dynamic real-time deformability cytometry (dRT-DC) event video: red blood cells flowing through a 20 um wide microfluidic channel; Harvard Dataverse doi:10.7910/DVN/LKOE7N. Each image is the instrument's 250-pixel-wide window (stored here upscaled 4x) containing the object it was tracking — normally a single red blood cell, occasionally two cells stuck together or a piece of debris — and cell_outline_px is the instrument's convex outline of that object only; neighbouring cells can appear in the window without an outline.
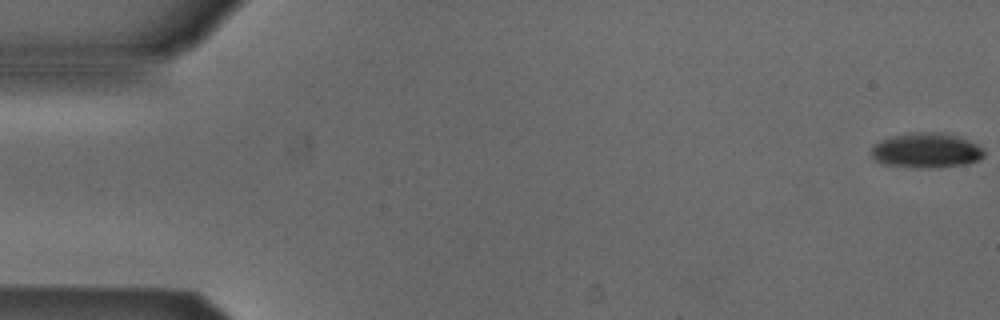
{"species": "Egyptian fruit bat (a non-hibernating species)", "species_latin": "Rousettus aegyptiacus", "temperature_condition": "cold", "stored_images_in_passage": 50, "camera_frame_rate_fps": 3000, "um_per_image_px": 0.085, "animal": {"sex": "male"}, "frame": {"image": 1, "passage_image": 1, "time_ms": 0.0, "image_size_px": [1000, 320], "cell_outline_px": [[984, 156], [980, 160], [968, 164], [936, 168], [912, 168], [884, 164], [876, 160], [872, 156], [872, 148], [880, 140], [892, 136], [916, 132], [940, 132], [956, 136], [968, 140], [984, 148]], "centroid_in_image_um": [78.77, 12.8], "position_along_channel_um": 6.2, "area_um2": 23.12}}
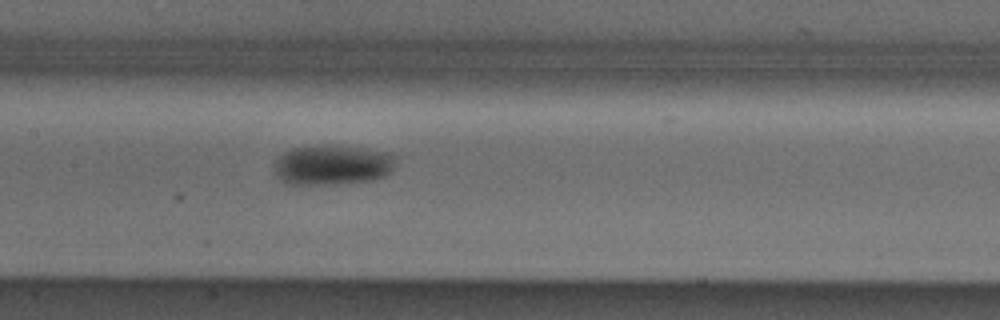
{"frame": {"image": 2, "passage_image": 26, "time_ms": 8.333, "image_size_px": [1000, 320], "cell_outline_px": [[396, 156], [392, 168], [384, 176], [372, 180], [340, 184], [288, 184], [280, 180], [272, 172], [276, 160], [284, 152], [292, 148], [316, 144], [340, 144], [384, 152]], "centroid_in_image_um": [28.19, 14.0], "position_along_channel_um": 179.2, "area_um2": 28.78}}
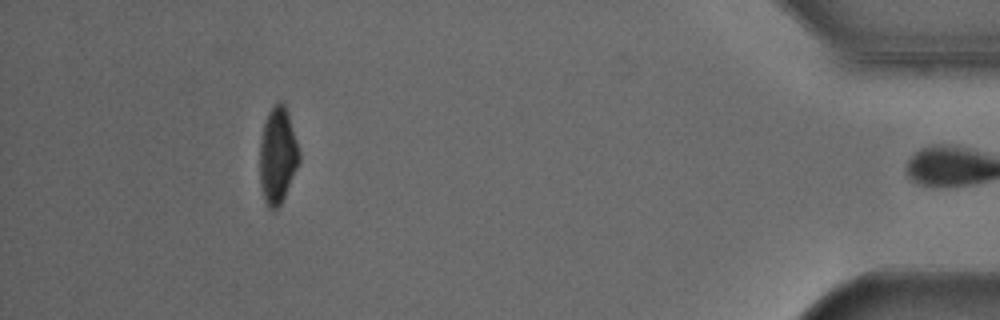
{"frame": {"image": 3, "passage_image": 49, "time_ms": 16.0, "image_size_px": [1000, 320], "cell_outline_px": [[300, 160], [284, 196], [280, 204], [276, 208], [268, 208], [264, 200], [260, 184], [260, 140], [264, 124], [268, 112], [280, 100], [284, 104], [288, 112], [300, 152]], "centroid_in_image_um": [23.59, 13.2], "position_along_channel_um": 411.6, "area_um2": 21.85}, "authors_computed_cell_mechanics": {"area_um2": 25.3742, "velocity_mm_per_s": 3.8765, "shape_relaxation_time_tau1_ms": 3.2479, "shape_relaxation_time_tau2_ms": null, "deformation_change_tau1": 0.1075, "deformation_change_tau2": null}}